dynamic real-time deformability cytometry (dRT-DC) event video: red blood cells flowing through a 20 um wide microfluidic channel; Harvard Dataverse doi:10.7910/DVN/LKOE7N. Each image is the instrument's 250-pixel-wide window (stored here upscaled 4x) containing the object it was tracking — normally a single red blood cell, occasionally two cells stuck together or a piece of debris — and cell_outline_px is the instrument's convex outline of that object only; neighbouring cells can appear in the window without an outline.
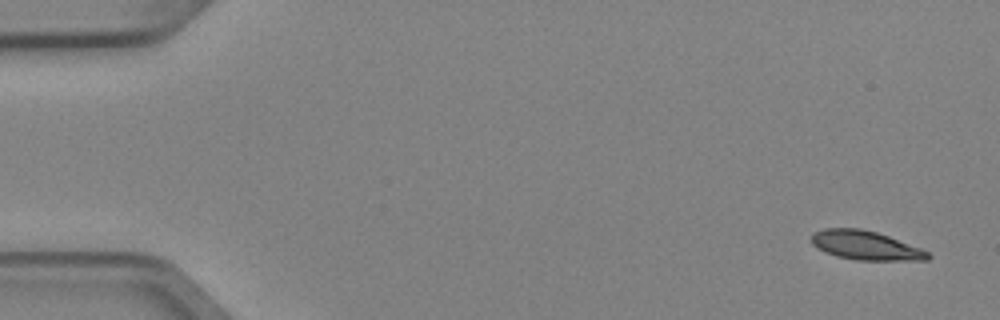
{"species": "Egyptian fruit bat (a non-hibernating species)", "species_latin": "Rousettus aegyptiacus", "temperature_condition": "cold", "stored_images_in_passage": 6, "camera_frame_rate_fps": 3000, "um_per_image_px": 0.085, "animal": {"sex": "female"}, "frame": {"image": 1, "passage_image": 1, "time_ms": 0.0, "image_size_px": [1000, 320], "cell_outline_px": [[932, 256], [928, 260], [856, 260], [836, 256], [824, 252], [812, 244], [812, 232], [824, 228], [860, 228], [876, 232], [888, 236], [920, 248], [928, 252]], "centroid_in_image_um": [73.55, 20.86], "position_along_channel_um": 11.5, "area_um2": 19.65}}
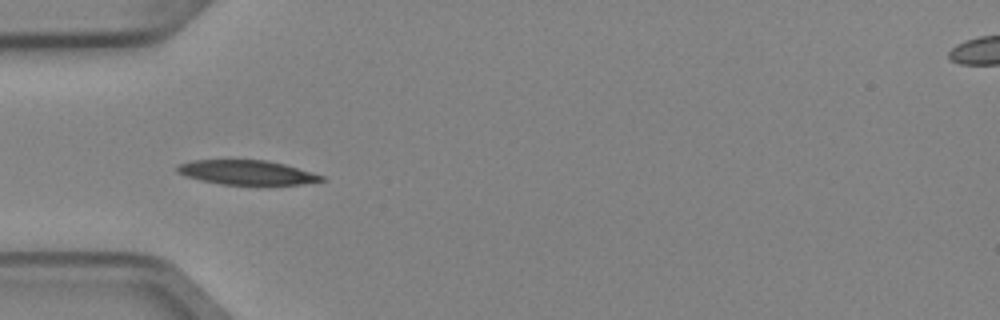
{"frame": {"image": 2, "passage_image": 5, "time_ms": 1.333, "image_size_px": [1000, 320], "cell_outline_px": [[324, 180], [300, 184], [268, 188], [220, 184], [184, 176], [176, 172], [176, 168], [180, 164], [192, 160], [268, 160], [284, 164], [324, 176]], "centroid_in_image_um": [21.0, 14.71], "position_along_channel_um": 64.0, "area_um2": 21.39}}
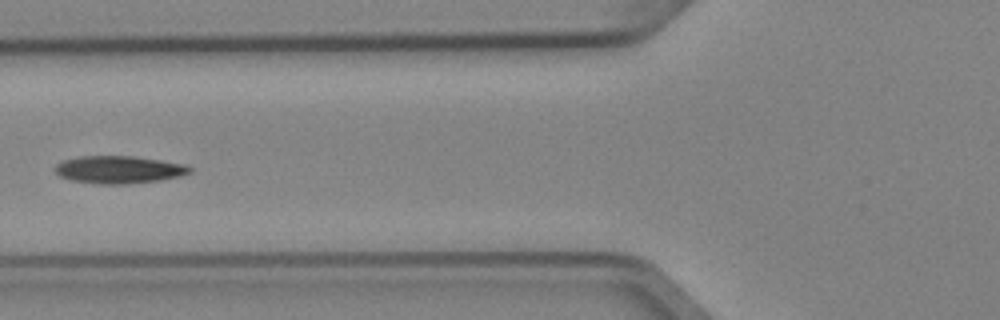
{"frame": {"image": 3, "passage_image": 6, "time_ms": 1.667, "image_size_px": [1000, 320], "cell_outline_px": [[192, 172], [180, 176], [160, 180], [124, 184], [100, 184], [72, 180], [60, 176], [52, 168], [56, 164], [64, 160], [80, 156], [132, 156], [160, 160], [184, 164], [192, 168]], "centroid_in_image_um": [10.1, 14.41], "position_along_channel_um": 115.7, "area_um2": 21.56}}